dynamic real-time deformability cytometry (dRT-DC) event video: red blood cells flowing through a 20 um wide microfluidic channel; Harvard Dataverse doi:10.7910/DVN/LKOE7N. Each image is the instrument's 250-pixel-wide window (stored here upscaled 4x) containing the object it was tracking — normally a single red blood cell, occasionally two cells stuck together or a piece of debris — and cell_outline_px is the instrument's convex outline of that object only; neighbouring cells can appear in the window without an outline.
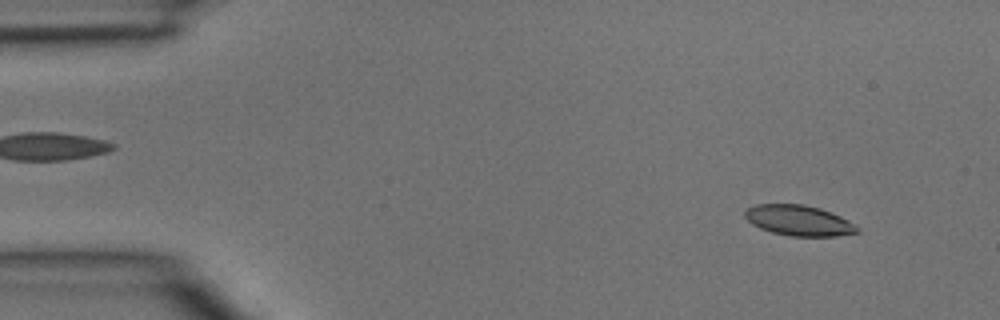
{"species": "common noctule bat (a hibernating species)", "species_latin": "Nyctalus noctula", "temperature_condition": "room temperature", "stored_images_in_passage": 3, "camera_frame_rate_fps": 3000, "um_per_image_px": 0.085, "animal": {"sex": "male", "body_mass_g": 15.6}, "frame": {"image": 1, "passage_image": 1, "time_ms": 0.0, "image_size_px": [1000, 320], "cell_outline_px": [[860, 232], [836, 236], [792, 236], [772, 232], [760, 228], [752, 224], [744, 216], [744, 212], [748, 208], [756, 204], [804, 204], [820, 208], [832, 212], [856, 224], [860, 228]], "centroid_in_image_um": [67.93, 18.74], "position_along_channel_um": 17.1, "area_um2": 20.06}}
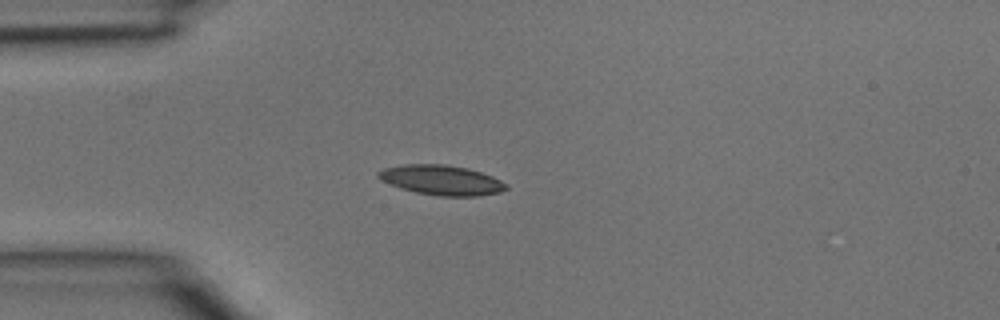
{"frame": {"image": 2, "passage_image": 3, "time_ms": 0.667, "image_size_px": [1000, 320], "cell_outline_px": [[508, 188], [500, 192], [480, 196], [440, 196], [416, 192], [400, 188], [380, 180], [376, 176], [376, 172], [384, 168], [404, 164], [444, 164], [468, 168], [492, 176], [508, 184]], "centroid_in_image_um": [37.52, 15.3], "position_along_channel_um": 47.5, "area_um2": 22.37}}